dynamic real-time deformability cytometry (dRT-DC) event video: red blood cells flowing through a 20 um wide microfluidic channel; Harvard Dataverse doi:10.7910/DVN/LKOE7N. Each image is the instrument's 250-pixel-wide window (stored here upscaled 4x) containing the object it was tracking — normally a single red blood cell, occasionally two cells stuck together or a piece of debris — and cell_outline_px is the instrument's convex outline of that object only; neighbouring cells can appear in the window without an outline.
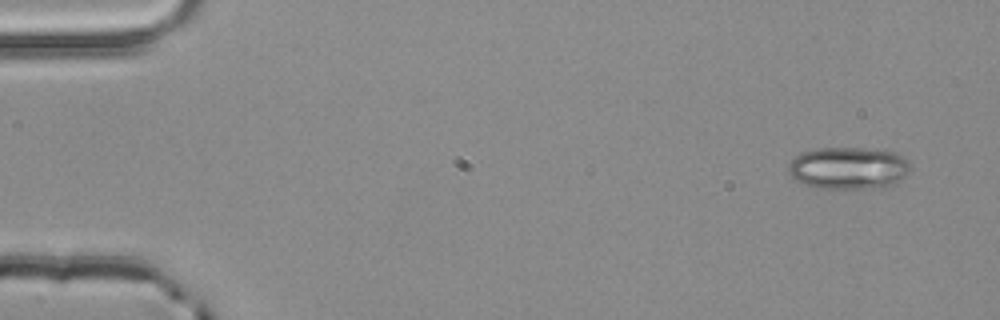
{"species": "common noctule bat (a hibernating species)", "species_latin": "Nyctalus noctula", "temperature_condition": "room temperature", "stored_images_in_passage": 3, "camera_frame_rate_fps": 3000, "um_per_image_px": 0.085, "animal": {"sex": "male", "body_mass_g": 20.4}, "frame": {"image": 1, "passage_image": 1, "time_ms": 0.0, "image_size_px": [1000, 320], "cell_outline_px": [[912, 168], [896, 184], [888, 188], [820, 188], [804, 184], [796, 180], [788, 172], [788, 164], [800, 152], [816, 148], [864, 148], [896, 152], [904, 156], [908, 160]], "centroid_in_image_um": [72.16, 14.28], "position_along_channel_um": 12.8, "area_um2": 30.4}}